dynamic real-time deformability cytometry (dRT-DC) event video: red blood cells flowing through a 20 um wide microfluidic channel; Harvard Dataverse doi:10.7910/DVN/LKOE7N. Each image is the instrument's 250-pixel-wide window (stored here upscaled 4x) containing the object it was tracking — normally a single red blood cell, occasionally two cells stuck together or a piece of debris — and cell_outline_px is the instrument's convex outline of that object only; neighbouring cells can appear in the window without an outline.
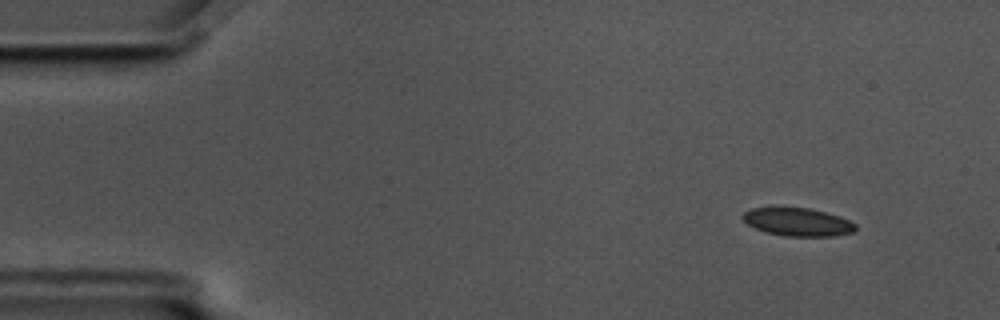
{"species": "common noctule bat (a hibernating species)", "species_latin": "Nyctalus noctula", "temperature_condition": "cold", "stored_images_in_passage": 54, "camera_frame_rate_fps": 3000, "um_per_image_px": 0.085, "animal": {"sex": "male", "body_mass_g": 17.5, "forearm_length_mm": 52.3}, "frame": {"image": 1, "passage_image": 2, "time_ms": 0.333, "image_size_px": [1000, 320], "cell_outline_px": [[856, 228], [852, 232], [836, 236], [784, 236], [764, 232], [748, 224], [740, 216], [744, 212], [752, 208], [808, 208], [840, 216], [856, 224]], "centroid_in_image_um": [67.8, 18.88], "position_along_channel_um": 17.2, "area_um2": 18.32}}
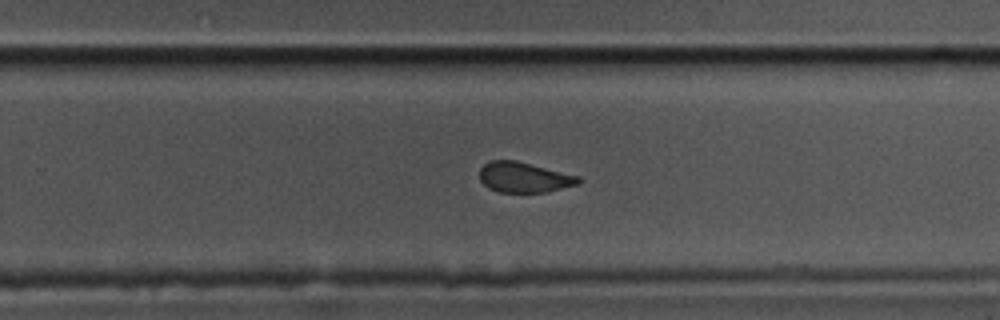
{"frame": {"image": 2, "passage_image": 33, "time_ms": 10.667, "image_size_px": [1000, 320], "cell_outline_px": [[580, 184], [548, 192], [500, 192], [488, 188], [480, 180], [480, 168], [488, 160], [516, 160], [580, 176]], "centroid_in_image_um": [44.55, 15.07], "position_along_channel_um": 285.2, "area_um2": 17.63}}
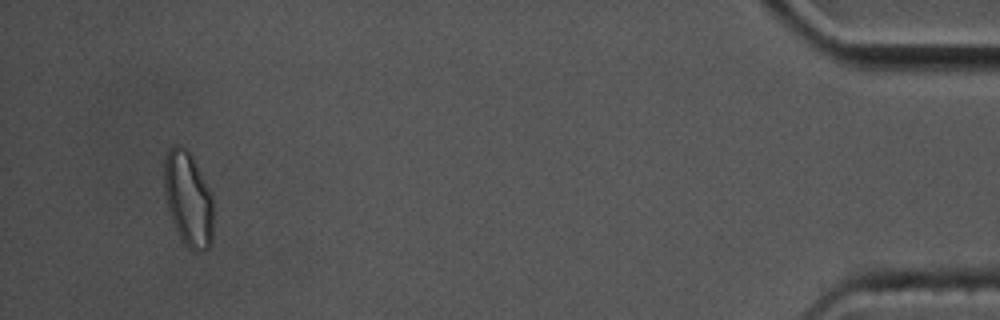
{"frame": {"image": 3, "passage_image": 51, "time_ms": 16.667, "image_size_px": [1000, 320], "cell_outline_px": [[212, 244], [204, 252], [196, 252], [188, 248], [184, 244], [172, 220], [168, 208], [164, 192], [164, 160], [168, 148], [176, 144], [180, 144], [192, 156], [212, 196]], "centroid_in_image_um": [15.99, 16.93], "position_along_channel_um": 419.2, "area_um2": 27.05}, "authors_computed_cell_mechanics": {"area_um2": 19.1896, "velocity_mm_per_s": 3.4971, "shape_relaxation_time_tau1_ms": null, "shape_relaxation_time_tau2_ms": 1.5486, "deformation_change_tau1": null, "deformation_change_tau2": 0.0437}}